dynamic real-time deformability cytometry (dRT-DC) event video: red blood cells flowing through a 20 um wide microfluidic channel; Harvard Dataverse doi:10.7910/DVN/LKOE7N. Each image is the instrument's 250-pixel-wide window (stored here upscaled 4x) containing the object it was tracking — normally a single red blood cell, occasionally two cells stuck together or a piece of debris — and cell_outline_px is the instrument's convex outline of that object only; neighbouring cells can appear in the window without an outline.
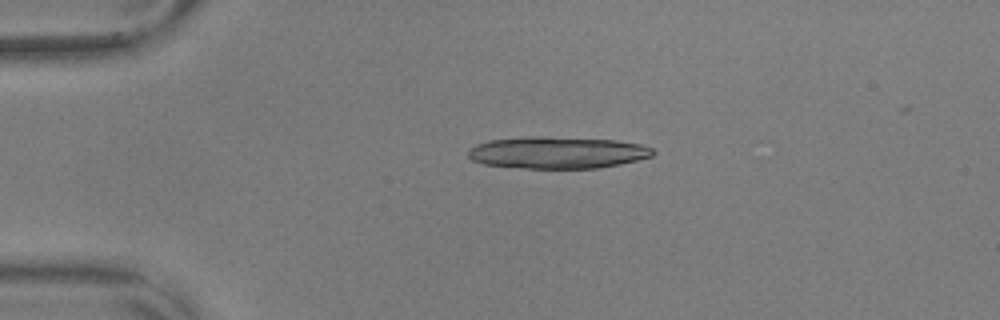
{"species": "common noctule bat (a hibernating species)", "species_latin": "Nyctalus noctula", "temperature_condition": "warm", "stored_images_in_passage": 19, "camera_frame_rate_fps": 3000, "um_per_image_px": 0.085, "animal": {"sex": "male", "body_mass_g": 17.9, "forearm_length_mm": 54.2}, "frame": {"image": 1, "passage_image": 11, "time_ms": 3.333, "image_size_px": [1000, 320], "cell_outline_px": [[656, 152], [652, 156], [620, 164], [596, 168], [524, 168], [484, 164], [472, 160], [468, 156], [468, 152], [476, 144], [488, 140], [616, 140], [640, 144], [652, 148]], "centroid_in_image_um": [47.43, 13.03], "position_along_channel_um": 37.6, "area_um2": 32.25}}